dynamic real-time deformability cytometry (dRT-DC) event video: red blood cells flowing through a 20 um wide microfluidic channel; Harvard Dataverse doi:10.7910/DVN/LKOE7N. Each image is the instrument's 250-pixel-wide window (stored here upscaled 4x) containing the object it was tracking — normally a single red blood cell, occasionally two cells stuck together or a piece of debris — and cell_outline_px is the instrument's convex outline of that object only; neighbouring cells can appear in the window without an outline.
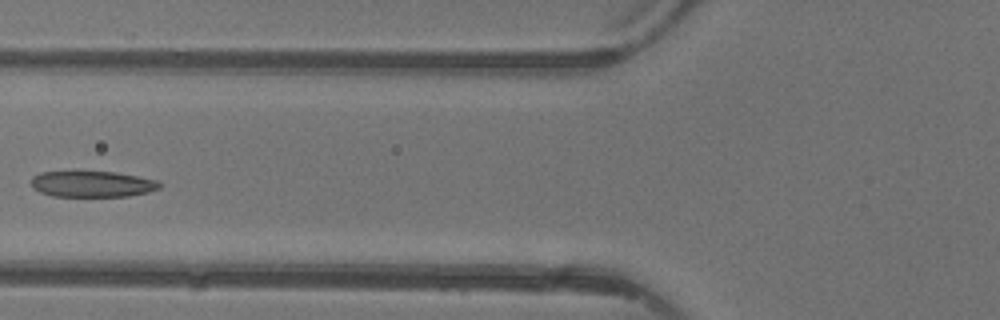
{"species": "common noctule bat (a hibernating species)", "species_latin": "Nyctalus noctula", "temperature_condition": "warm", "stored_images_in_passage": 6, "camera_frame_rate_fps": 3000, "um_per_image_px": 0.085, "animal": {"sex": "female"}, "frame": {"image": 1, "passage_image": 6, "time_ms": 5.667, "image_size_px": [1000, 320], "cell_outline_px": [[160, 188], [148, 192], [128, 196], [52, 196], [40, 192], [32, 188], [32, 176], [40, 172], [112, 172], [136, 176], [156, 180], [160, 184]], "centroid_in_image_um": [7.81, 15.65], "position_along_channel_um": 118.0, "area_um2": 19.25}}